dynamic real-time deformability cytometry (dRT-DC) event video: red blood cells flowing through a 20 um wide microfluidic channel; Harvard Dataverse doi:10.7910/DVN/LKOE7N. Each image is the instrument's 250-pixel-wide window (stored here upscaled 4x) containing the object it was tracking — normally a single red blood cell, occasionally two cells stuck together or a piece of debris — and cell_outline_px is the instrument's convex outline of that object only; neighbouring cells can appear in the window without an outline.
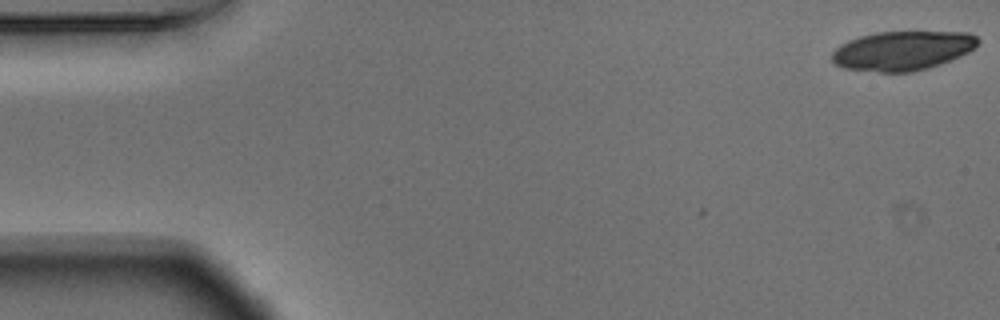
{"species": "Egyptian fruit bat (a non-hibernating species)", "species_latin": "Rousettus aegyptiacus", "temperature_condition": "warm", "stored_images_in_passage": 54, "camera_frame_rate_fps": 3000, "um_per_image_px": 0.085, "animal": {"sex": "male"}, "frame": {"image": 1, "passage_image": 1, "time_ms": 0.0, "image_size_px": [1000, 320], "cell_outline_px": [[980, 40], [968, 52], [960, 56], [940, 64], [928, 68], [912, 72], [880, 72], [844, 68], [836, 64], [832, 60], [832, 52], [840, 44], [848, 40], [860, 36], [876, 32], [968, 32], [976, 36]], "centroid_in_image_um": [76.69, 4.3], "position_along_channel_um": 8.3, "area_um2": 33.29}}
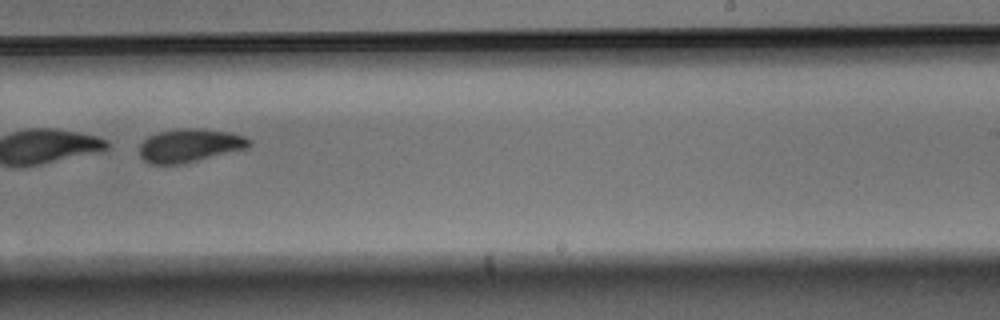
{"frame": {"image": 2, "passage_image": 34, "time_ms": 11.0, "image_size_px": [1000, 320], "cell_outline_px": [[252, 144], [248, 148], [184, 164], [152, 164], [144, 160], [140, 156], [140, 144], [148, 136], [160, 132], [180, 128], [200, 128], [228, 132], [244, 136], [252, 140]], "centroid_in_image_um": [16.16, 12.37], "position_along_channel_um": 272.8, "area_um2": 21.44}}